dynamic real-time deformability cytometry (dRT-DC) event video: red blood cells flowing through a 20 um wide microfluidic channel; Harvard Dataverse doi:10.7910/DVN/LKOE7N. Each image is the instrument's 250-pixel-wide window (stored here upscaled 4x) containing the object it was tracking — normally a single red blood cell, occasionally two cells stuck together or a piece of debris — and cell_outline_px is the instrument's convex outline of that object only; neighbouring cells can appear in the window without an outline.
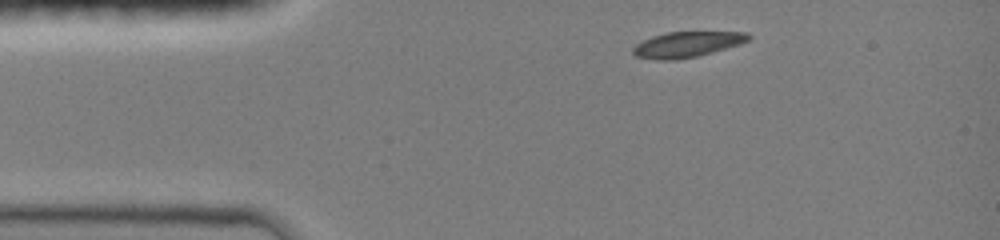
{"species": "common noctule bat (a hibernating species)", "species_latin": "Nyctalus noctula", "temperature_condition": "room temperature", "stored_images_in_passage": 28, "camera_frame_rate_fps": 3000, "um_per_image_px": 0.085, "animal": {"sex": "female", "body_mass_g": 19.0, "forearm_length_mm": 51.5}, "frame": {"image": 1, "passage_image": 1, "time_ms": 0.0, "image_size_px": [1000, 240], "cell_outline_px": [[752, 36], [748, 40], [740, 44], [712, 52], [696, 56], [676, 60], [656, 60], [636, 56], [632, 52], [632, 48], [636, 44], [652, 36], [668, 32], [748, 32]], "centroid_in_image_um": [58.39, 3.77], "position_along_channel_um": 26.6, "area_um2": 17.11}}
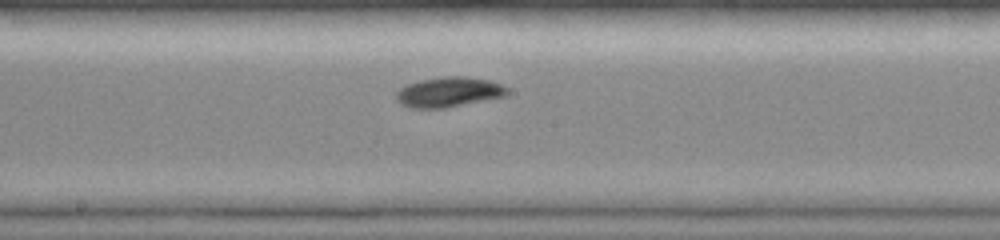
{"frame": {"image": 2, "passage_image": 13, "time_ms": 5.667, "image_size_px": [1000, 240], "cell_outline_px": [[508, 92], [504, 96], [444, 108], [408, 108], [400, 104], [396, 100], [396, 92], [400, 88], [408, 84], [420, 80], [444, 76], [464, 76], [488, 80], [500, 84], [508, 88]], "centroid_in_image_um": [38.09, 7.82], "position_along_channel_um": 210.1, "area_um2": 19.31}}
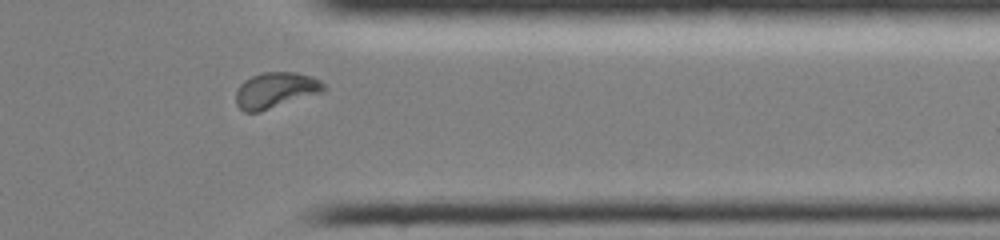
{"frame": {"image": 3, "passage_image": 24, "time_ms": 10.0, "image_size_px": [1000, 240], "cell_outline_px": [[328, 88], [324, 92], [260, 112], [244, 112], [236, 104], [236, 92], [240, 84], [244, 80], [252, 76], [264, 72], [296, 72], [312, 76], [320, 80]], "centroid_in_image_um": [23.46, 7.67], "position_along_channel_um": 387.9, "area_um2": 18.55}, "authors_computed_cell_mechanics": {"area_um2": 17.8602, "velocity_mm_per_s": 4.0926, "shape_relaxation_time_tau1_ms": 4.714, "shape_relaxation_time_tau2_ms": null, "deformation_change_tau1": 0.1438, "deformation_change_tau2": null}}